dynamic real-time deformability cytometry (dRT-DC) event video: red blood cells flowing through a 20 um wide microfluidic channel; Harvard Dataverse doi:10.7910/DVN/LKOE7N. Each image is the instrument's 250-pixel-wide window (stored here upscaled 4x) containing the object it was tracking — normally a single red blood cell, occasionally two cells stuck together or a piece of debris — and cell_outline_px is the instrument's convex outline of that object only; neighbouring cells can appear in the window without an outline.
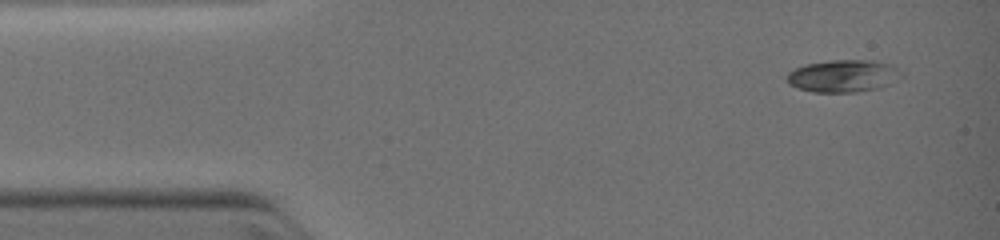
{"species": "common noctule bat (a hibernating species)", "species_latin": "Nyctalus noctula", "temperature_condition": "warm", "stored_images_in_passage": 3, "camera_frame_rate_fps": 3000, "um_per_image_px": 0.085, "animal": {"sex": "female", "body_mass_g": 19.0, "forearm_length_mm": 51.5}, "frame": {"image": 1, "passage_image": 1, "time_ms": 0.0, "image_size_px": [1000, 240], "cell_outline_px": [[904, 76], [880, 88], [856, 92], [812, 92], [796, 88], [788, 84], [784, 76], [788, 72], [804, 64], [828, 60], [872, 60], [892, 64], [904, 72]], "centroid_in_image_um": [71.67, 6.45], "position_along_channel_um": 13.3, "area_um2": 22.08}}